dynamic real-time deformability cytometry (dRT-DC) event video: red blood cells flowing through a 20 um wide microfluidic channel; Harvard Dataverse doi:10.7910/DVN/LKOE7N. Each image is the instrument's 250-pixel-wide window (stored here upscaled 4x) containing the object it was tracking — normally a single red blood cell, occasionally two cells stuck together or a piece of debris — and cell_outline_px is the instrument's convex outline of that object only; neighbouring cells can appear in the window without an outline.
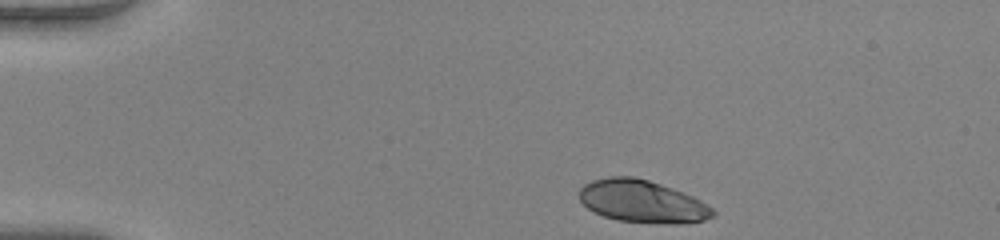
{"species": "human", "species_latin": "Homo sapiens", "temperature_condition": "warm", "stored_images_in_passage": 36, "camera_frame_rate_fps": 3000, "um_per_image_px": 0.085, "donor": {"sex": "female"}, "frame": {"image": 1, "passage_image": 1, "time_ms": 0.0, "image_size_px": [1000, 240], "cell_outline_px": [[716, 216], [704, 220], [680, 224], [668, 224], [616, 220], [604, 216], [588, 208], [580, 200], [580, 188], [584, 184], [592, 180], [608, 176], [632, 176], [648, 180], [672, 188], [692, 196], [700, 200], [712, 208], [716, 212]], "centroid_in_image_um": [54.6, 17.12], "position_along_channel_um": 30.4, "area_um2": 33.0}}
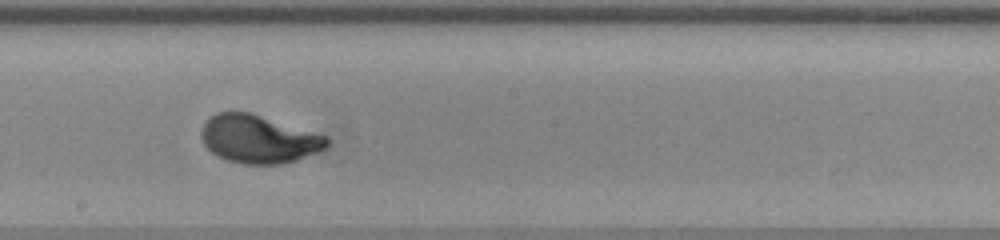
{"frame": {"image": 2, "passage_image": 21, "time_ms": 6.667, "image_size_px": [1000, 240], "cell_outline_px": [[328, 144], [324, 148], [316, 152], [296, 160], [284, 164], [244, 164], [228, 160], [216, 156], [204, 144], [200, 136], [200, 132], [204, 124], [216, 112], [248, 112], [328, 136]], "centroid_in_image_um": [21.96, 11.83], "position_along_channel_um": 226.2, "area_um2": 34.85}}
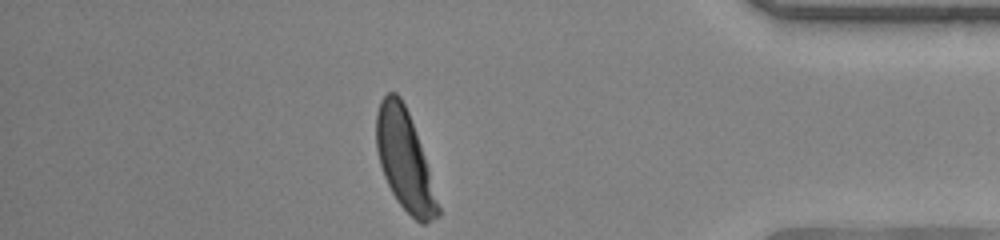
{"frame": {"image": 3, "passage_image": 36, "time_ms": 11.667, "image_size_px": [1000, 240], "cell_outline_px": [[440, 216], [424, 224], [420, 224], [396, 200], [384, 176], [380, 164], [376, 148], [376, 112], [380, 100], [388, 92], [396, 92], [400, 96], [408, 112], [428, 168], [440, 208]], "centroid_in_image_um": [34.37, 13.62], "position_along_channel_um": 400.8, "area_um2": 35.2}, "authors_computed_cell_mechanics": {"area_um2": 34.4777, "velocity_mm_per_s": 4.0749, "shape_relaxation_time_tau1_ms": 2.2009, "shape_relaxation_time_tau2_ms": null, "deformation_change_tau1": 0.1838, "deformation_change_tau2": null}}